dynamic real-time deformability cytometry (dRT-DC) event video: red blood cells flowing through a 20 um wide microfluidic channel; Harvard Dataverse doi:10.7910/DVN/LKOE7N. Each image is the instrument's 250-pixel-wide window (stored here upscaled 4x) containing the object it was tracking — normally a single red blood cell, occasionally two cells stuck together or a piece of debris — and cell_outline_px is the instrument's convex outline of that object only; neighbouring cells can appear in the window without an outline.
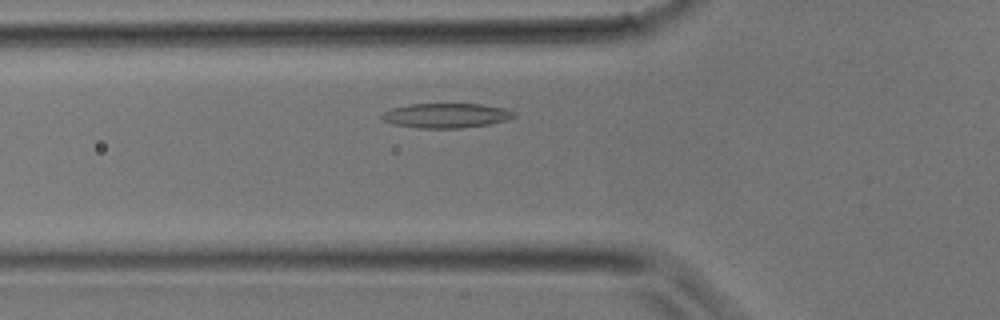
{"species": "common noctule bat (a hibernating species)", "species_latin": "Nyctalus noctula", "temperature_condition": "room temperature", "stored_images_in_passage": 27, "camera_frame_rate_fps": 3000, "um_per_image_px": 0.085, "animal": {"sex": "male", "body_mass_g": 17.9}, "frame": {"image": 1, "passage_image": 6, "time_ms": 1.667, "image_size_px": [1000, 320], "cell_outline_px": [[516, 116], [508, 120], [488, 124], [460, 128], [420, 128], [396, 124], [384, 120], [380, 116], [384, 112], [392, 108], [408, 104], [480, 104], [504, 108], [516, 112]], "centroid_in_image_um": [37.96, 9.81], "position_along_channel_um": 87.8, "area_um2": 18.84}}
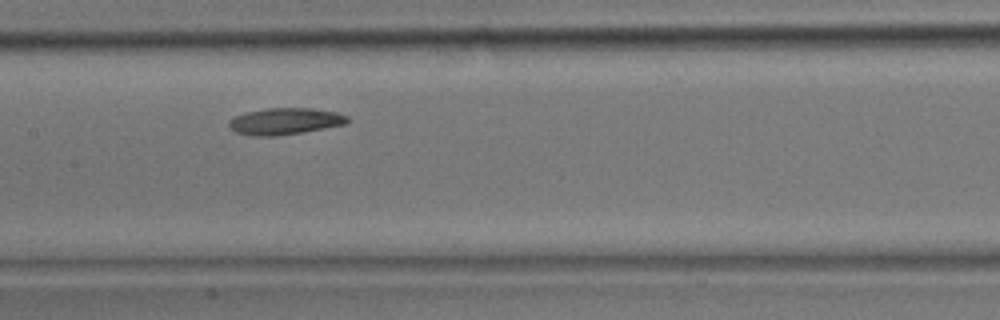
{"frame": {"image": 2, "passage_image": 11, "time_ms": 3.333, "image_size_px": [1000, 320], "cell_outline_px": [[348, 120], [344, 124], [324, 128], [276, 136], [252, 136], [236, 132], [228, 128], [228, 120], [236, 116], [248, 112], [268, 108], [312, 108], [336, 112], [348, 116]], "centroid_in_image_um": [24.18, 10.31], "position_along_channel_um": 183.2, "area_um2": 18.21}}
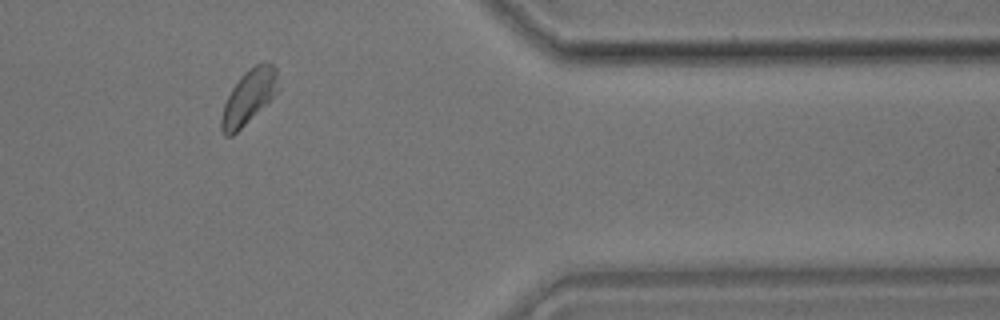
{"frame": {"image": 3, "passage_image": 23, "time_ms": 7.333, "image_size_px": [1000, 320], "cell_outline_px": [[280, 92], [268, 104], [232, 136], [224, 136], [220, 128], [220, 116], [224, 104], [232, 88], [240, 76], [244, 72], [256, 64], [268, 60], [276, 68], [280, 88]], "centroid_in_image_um": [21.18, 8.23], "position_along_channel_um": 390.2, "area_um2": 18.55}}